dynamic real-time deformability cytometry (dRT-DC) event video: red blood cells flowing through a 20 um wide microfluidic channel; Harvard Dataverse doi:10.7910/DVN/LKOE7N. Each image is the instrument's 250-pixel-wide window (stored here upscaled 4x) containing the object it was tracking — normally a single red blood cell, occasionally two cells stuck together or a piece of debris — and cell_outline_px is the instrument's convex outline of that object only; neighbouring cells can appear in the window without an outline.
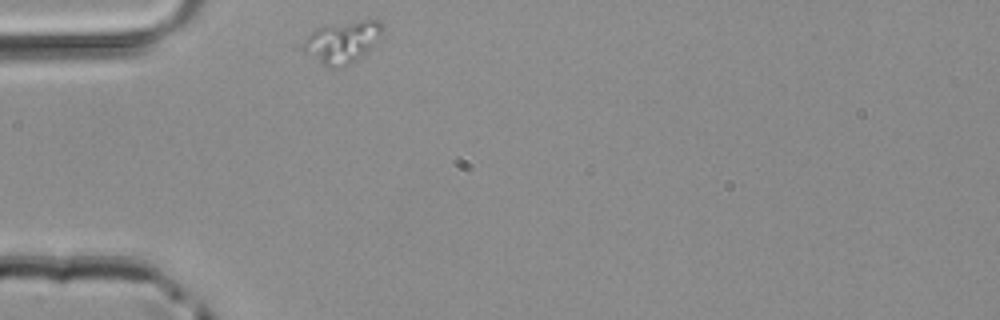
{"species": "common noctule bat (a hibernating species)", "species_latin": "Nyctalus noctula", "temperature_condition": "room temperature", "stored_images_in_passage": 29, "camera_frame_rate_fps": 3000, "um_per_image_px": 0.085, "animal": {"sex": "male", "body_mass_g": 20.4}, "frame": {"image": 1, "passage_image": 1, "time_ms": 0.0, "image_size_px": [1000, 320], "cell_outline_px": [[384, 28], [368, 48], [364, 52], [348, 64], [332, 68], [328, 68], [320, 64], [304, 52], [304, 40], [316, 28], [360, 20], [380, 20], [384, 24]], "centroid_in_image_um": [29.04, 3.56], "position_along_channel_um": 56.0, "area_um2": 18.55}}